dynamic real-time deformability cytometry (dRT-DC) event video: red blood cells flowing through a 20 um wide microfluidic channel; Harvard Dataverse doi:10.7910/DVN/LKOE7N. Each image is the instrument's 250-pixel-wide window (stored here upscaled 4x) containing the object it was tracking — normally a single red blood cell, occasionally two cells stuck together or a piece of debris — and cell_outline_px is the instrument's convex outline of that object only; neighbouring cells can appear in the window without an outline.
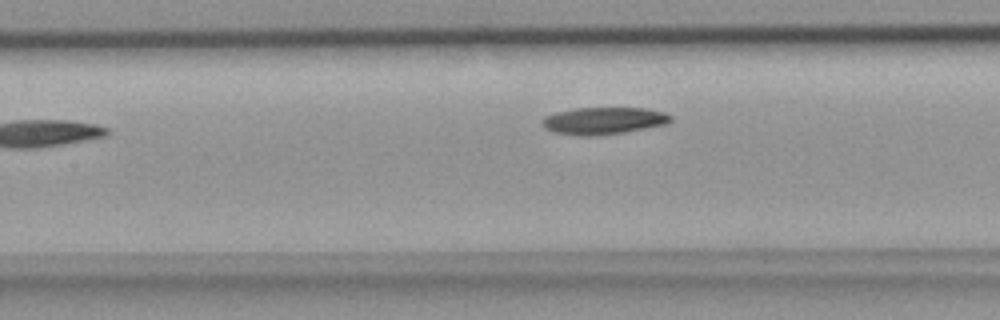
{"species": "common noctule bat (a hibernating species)", "species_latin": "Nyctalus noctula", "temperature_condition": "room temperature", "stored_images_in_passage": 8, "camera_frame_rate_fps": 3000, "um_per_image_px": 0.085, "animal": {"sex": "female", "body_mass_g": 18.4}, "frame": {"image": 1, "passage_image": 8, "time_ms": 2.333, "image_size_px": [1000, 320], "cell_outline_px": [[672, 120], [668, 124], [624, 132], [592, 136], [576, 136], [552, 132], [544, 128], [540, 120], [544, 116], [556, 112], [576, 108], [648, 108], [664, 112], [672, 116]], "centroid_in_image_um": [51.28, 10.26], "position_along_channel_um": 156.1, "area_um2": 20.58}}